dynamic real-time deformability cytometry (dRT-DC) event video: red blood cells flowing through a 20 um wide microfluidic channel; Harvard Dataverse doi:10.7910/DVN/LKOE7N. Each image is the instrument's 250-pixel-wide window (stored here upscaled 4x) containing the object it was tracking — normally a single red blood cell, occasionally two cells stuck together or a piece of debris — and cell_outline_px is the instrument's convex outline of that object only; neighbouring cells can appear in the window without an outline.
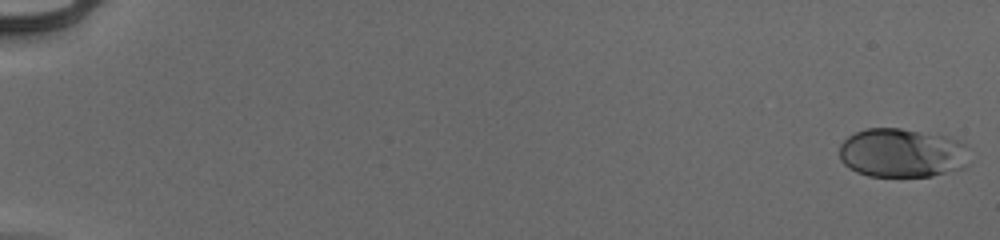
{"species": "human", "species_latin": "Homo sapiens", "temperature_condition": "cold", "stored_images_in_passage": 55, "camera_frame_rate_fps": 3000, "um_per_image_px": 0.085, "donor": {"sex": "male"}, "frame": {"image": 1, "passage_image": 1, "time_ms": 0.0, "image_size_px": [1000, 240], "cell_outline_px": [[968, 148], [964, 168], [932, 176], [868, 176], [856, 172], [848, 168], [840, 160], [840, 144], [848, 136], [864, 128], [900, 128], [948, 136], [964, 144]], "centroid_in_image_um": [76.64, 13.0], "position_along_channel_um": 8.4, "area_um2": 37.28}}
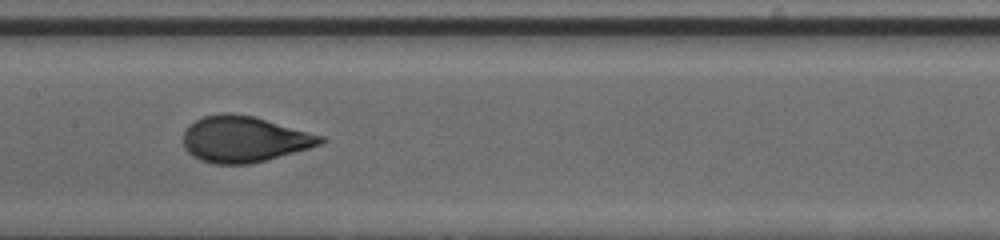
{"frame": {"image": 2, "passage_image": 30, "time_ms": 9.667, "image_size_px": [1000, 240], "cell_outline_px": [[328, 140], [320, 144], [308, 148], [264, 160], [248, 164], [216, 164], [200, 160], [192, 156], [184, 148], [184, 132], [188, 124], [204, 116], [220, 112], [232, 112], [256, 116], [324, 136]], "centroid_in_image_um": [20.73, 11.8], "position_along_channel_um": 186.7, "area_um2": 36.99}}
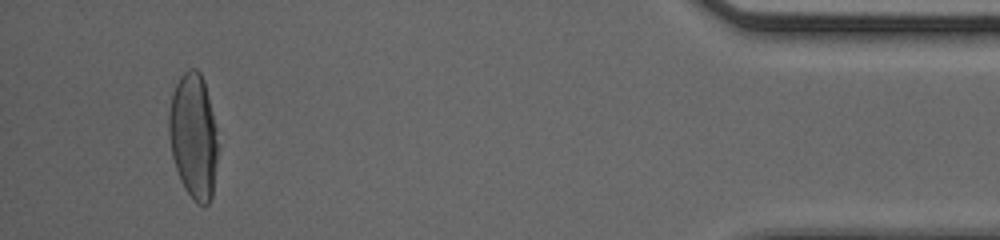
{"frame": {"image": 3, "passage_image": 52, "time_ms": 17.0, "image_size_px": [1000, 240], "cell_outline_px": [[216, 160], [212, 196], [208, 204], [196, 204], [192, 200], [184, 188], [180, 180], [172, 156], [168, 132], [168, 112], [172, 92], [180, 76], [188, 68], [196, 68], [200, 72], [204, 80], [216, 128]], "centroid_in_image_um": [16.41, 11.55], "position_along_channel_um": 418.8, "area_um2": 35.72}, "authors_computed_cell_mechanics": {"area_um2": 36.2984, "velocity_mm_per_s": 3.9564, "shape_relaxation_time_tau1_ms": 4.6753, "shape_relaxation_time_tau2_ms": null, "deformation_change_tau1": 0.2113, "deformation_change_tau2": null}}